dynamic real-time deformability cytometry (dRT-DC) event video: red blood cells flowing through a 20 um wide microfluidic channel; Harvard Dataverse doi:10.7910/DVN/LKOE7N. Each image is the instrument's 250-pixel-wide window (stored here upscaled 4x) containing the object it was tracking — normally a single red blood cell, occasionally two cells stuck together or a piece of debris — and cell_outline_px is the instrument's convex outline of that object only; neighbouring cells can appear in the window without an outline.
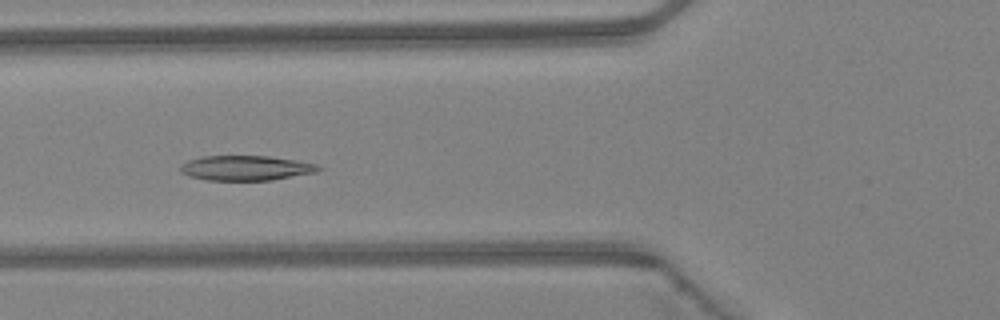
{"species": "Egyptian fruit bat (a non-hibernating species)", "species_latin": "Rousettus aegyptiacus", "temperature_condition": "warm", "stored_images_in_passage": 37, "camera_frame_rate_fps": 3000, "um_per_image_px": 0.085, "animal": {"sex": "female"}, "frame": {"image": 1, "passage_image": 8, "time_ms": 2.333, "image_size_px": [1000, 320], "cell_outline_px": [[324, 168], [316, 172], [272, 180], [208, 180], [188, 176], [180, 172], [180, 164], [188, 160], [200, 156], [268, 156], [296, 160], [316, 164]], "centroid_in_image_um": [20.87, 14.28], "position_along_channel_um": 104.9, "area_um2": 20.11}}
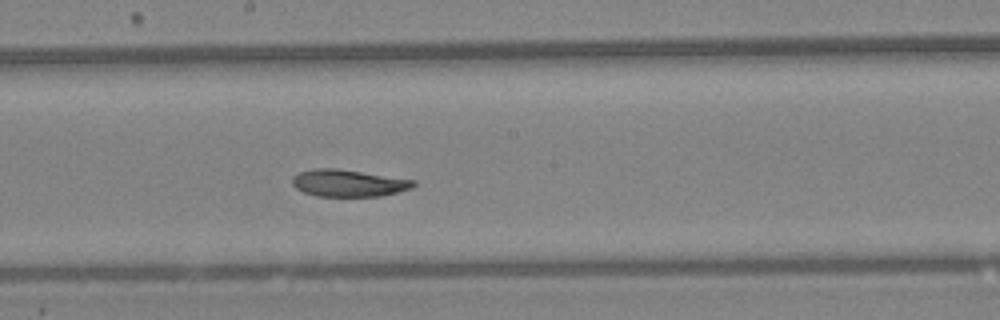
{"frame": {"image": 2, "passage_image": 16, "time_ms": 5.0, "image_size_px": [1000, 320], "cell_outline_px": [[416, 184], [412, 188], [380, 196], [316, 196], [304, 192], [296, 188], [292, 184], [292, 176], [300, 172], [312, 168], [336, 168], [416, 180]], "centroid_in_image_um": [29.6, 15.55], "position_along_channel_um": 218.6, "area_um2": 19.07}}
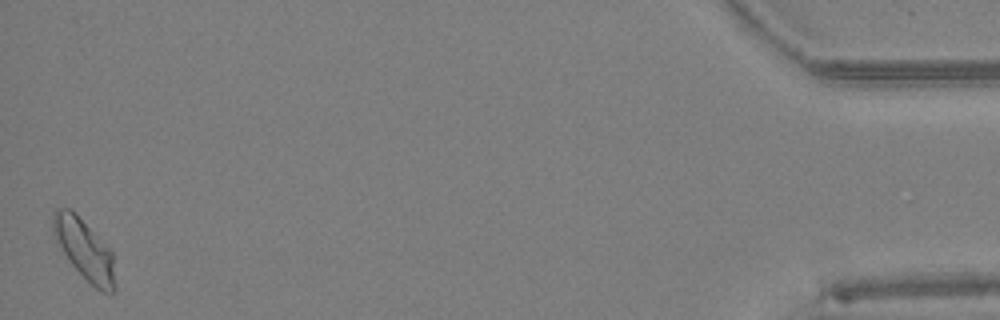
{"frame": {"image": 3, "passage_image": 37, "time_ms": 12.0, "image_size_px": [1000, 320], "cell_outline_px": [[116, 292], [100, 292], [68, 260], [52, 228], [52, 212], [56, 208], [68, 208], [112, 252], [116, 288]], "centroid_in_image_um": [7.19, 21.25], "position_along_channel_um": 428.0, "area_um2": 20.75}, "authors_computed_cell_mechanics": {"area_um2": 19.8254, "velocity_mm_per_s": 4.2781, "shape_relaxation_time_tau1_ms": 4.9799, "shape_relaxation_time_tau2_ms": 7.3859, "deformation_change_tau1": 0.1412, "deformation_change_tau2": 0.1124}}